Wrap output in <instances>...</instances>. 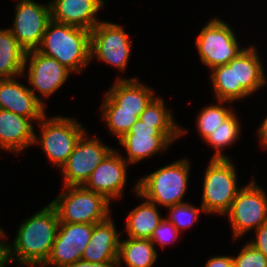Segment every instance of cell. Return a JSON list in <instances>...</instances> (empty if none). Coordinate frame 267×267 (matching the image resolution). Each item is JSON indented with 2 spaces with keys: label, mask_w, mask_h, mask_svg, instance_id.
Masks as SVG:
<instances>
[{
  "label": "cell",
  "mask_w": 267,
  "mask_h": 267,
  "mask_svg": "<svg viewBox=\"0 0 267 267\" xmlns=\"http://www.w3.org/2000/svg\"><path fill=\"white\" fill-rule=\"evenodd\" d=\"M59 223L56 209L48 203L21 222L13 243L5 242V257L19 266L42 267L51 254Z\"/></svg>",
  "instance_id": "obj_1"
},
{
  "label": "cell",
  "mask_w": 267,
  "mask_h": 267,
  "mask_svg": "<svg viewBox=\"0 0 267 267\" xmlns=\"http://www.w3.org/2000/svg\"><path fill=\"white\" fill-rule=\"evenodd\" d=\"M37 50L69 71L82 73L91 63L90 31L51 20Z\"/></svg>",
  "instance_id": "obj_2"
},
{
  "label": "cell",
  "mask_w": 267,
  "mask_h": 267,
  "mask_svg": "<svg viewBox=\"0 0 267 267\" xmlns=\"http://www.w3.org/2000/svg\"><path fill=\"white\" fill-rule=\"evenodd\" d=\"M191 162L179 159L138 179L133 188L136 196L163 208L183 203L188 189Z\"/></svg>",
  "instance_id": "obj_3"
},
{
  "label": "cell",
  "mask_w": 267,
  "mask_h": 267,
  "mask_svg": "<svg viewBox=\"0 0 267 267\" xmlns=\"http://www.w3.org/2000/svg\"><path fill=\"white\" fill-rule=\"evenodd\" d=\"M188 130L177 124H149L140 119L118 141L127 155L123 158L131 165L159 154Z\"/></svg>",
  "instance_id": "obj_4"
},
{
  "label": "cell",
  "mask_w": 267,
  "mask_h": 267,
  "mask_svg": "<svg viewBox=\"0 0 267 267\" xmlns=\"http://www.w3.org/2000/svg\"><path fill=\"white\" fill-rule=\"evenodd\" d=\"M63 192L50 203L59 222L97 224L111 216L110 201L83 186H63Z\"/></svg>",
  "instance_id": "obj_5"
},
{
  "label": "cell",
  "mask_w": 267,
  "mask_h": 267,
  "mask_svg": "<svg viewBox=\"0 0 267 267\" xmlns=\"http://www.w3.org/2000/svg\"><path fill=\"white\" fill-rule=\"evenodd\" d=\"M230 158H211L204 172L202 202L205 214L225 215L242 188L237 183L236 167ZM239 186V187H238Z\"/></svg>",
  "instance_id": "obj_6"
},
{
  "label": "cell",
  "mask_w": 267,
  "mask_h": 267,
  "mask_svg": "<svg viewBox=\"0 0 267 267\" xmlns=\"http://www.w3.org/2000/svg\"><path fill=\"white\" fill-rule=\"evenodd\" d=\"M47 114L38 122L40 136L35 133L34 145L39 144L42 151L54 166L61 169L68 157L86 132V128L74 118Z\"/></svg>",
  "instance_id": "obj_7"
},
{
  "label": "cell",
  "mask_w": 267,
  "mask_h": 267,
  "mask_svg": "<svg viewBox=\"0 0 267 267\" xmlns=\"http://www.w3.org/2000/svg\"><path fill=\"white\" fill-rule=\"evenodd\" d=\"M198 35L194 44L201 63L209 70L228 64L246 48L240 46L231 26L217 17L210 19Z\"/></svg>",
  "instance_id": "obj_8"
},
{
  "label": "cell",
  "mask_w": 267,
  "mask_h": 267,
  "mask_svg": "<svg viewBox=\"0 0 267 267\" xmlns=\"http://www.w3.org/2000/svg\"><path fill=\"white\" fill-rule=\"evenodd\" d=\"M253 179L242 186L224 215L229 219L234 241L267 222V194Z\"/></svg>",
  "instance_id": "obj_9"
},
{
  "label": "cell",
  "mask_w": 267,
  "mask_h": 267,
  "mask_svg": "<svg viewBox=\"0 0 267 267\" xmlns=\"http://www.w3.org/2000/svg\"><path fill=\"white\" fill-rule=\"evenodd\" d=\"M130 38L121 25L101 20L90 31L91 61L95 57L125 72L131 52Z\"/></svg>",
  "instance_id": "obj_10"
},
{
  "label": "cell",
  "mask_w": 267,
  "mask_h": 267,
  "mask_svg": "<svg viewBox=\"0 0 267 267\" xmlns=\"http://www.w3.org/2000/svg\"><path fill=\"white\" fill-rule=\"evenodd\" d=\"M25 69L26 72L28 69V74H26ZM24 73L28 75L29 89L46 107L43 98L47 99L58 91L68 81L67 79L72 72L61 65L56 59L46 56L35 49L26 51L23 75ZM36 90L37 93L41 94L39 95L40 97L36 95Z\"/></svg>",
  "instance_id": "obj_11"
},
{
  "label": "cell",
  "mask_w": 267,
  "mask_h": 267,
  "mask_svg": "<svg viewBox=\"0 0 267 267\" xmlns=\"http://www.w3.org/2000/svg\"><path fill=\"white\" fill-rule=\"evenodd\" d=\"M113 150L101 139L88 137L86 131L77 142L67 162L61 167L63 186H83L93 170Z\"/></svg>",
  "instance_id": "obj_12"
},
{
  "label": "cell",
  "mask_w": 267,
  "mask_h": 267,
  "mask_svg": "<svg viewBox=\"0 0 267 267\" xmlns=\"http://www.w3.org/2000/svg\"><path fill=\"white\" fill-rule=\"evenodd\" d=\"M14 14L13 26L8 29L25 51L37 49L51 21L50 4L19 0Z\"/></svg>",
  "instance_id": "obj_13"
},
{
  "label": "cell",
  "mask_w": 267,
  "mask_h": 267,
  "mask_svg": "<svg viewBox=\"0 0 267 267\" xmlns=\"http://www.w3.org/2000/svg\"><path fill=\"white\" fill-rule=\"evenodd\" d=\"M128 164L123 156L113 149L93 170L83 187L102 194L110 202L113 199H121L128 178Z\"/></svg>",
  "instance_id": "obj_14"
},
{
  "label": "cell",
  "mask_w": 267,
  "mask_h": 267,
  "mask_svg": "<svg viewBox=\"0 0 267 267\" xmlns=\"http://www.w3.org/2000/svg\"><path fill=\"white\" fill-rule=\"evenodd\" d=\"M0 109L11 111L37 123L46 115L45 106L17 77L0 79Z\"/></svg>",
  "instance_id": "obj_15"
},
{
  "label": "cell",
  "mask_w": 267,
  "mask_h": 267,
  "mask_svg": "<svg viewBox=\"0 0 267 267\" xmlns=\"http://www.w3.org/2000/svg\"><path fill=\"white\" fill-rule=\"evenodd\" d=\"M155 92L137 77H117L113 86L105 93L102 107H120V110L144 111L155 97Z\"/></svg>",
  "instance_id": "obj_16"
},
{
  "label": "cell",
  "mask_w": 267,
  "mask_h": 267,
  "mask_svg": "<svg viewBox=\"0 0 267 267\" xmlns=\"http://www.w3.org/2000/svg\"><path fill=\"white\" fill-rule=\"evenodd\" d=\"M105 0H51V20L91 31L99 22L97 13Z\"/></svg>",
  "instance_id": "obj_17"
},
{
  "label": "cell",
  "mask_w": 267,
  "mask_h": 267,
  "mask_svg": "<svg viewBox=\"0 0 267 267\" xmlns=\"http://www.w3.org/2000/svg\"><path fill=\"white\" fill-rule=\"evenodd\" d=\"M33 124L29 118L0 109V149L19 154L34 145Z\"/></svg>",
  "instance_id": "obj_18"
},
{
  "label": "cell",
  "mask_w": 267,
  "mask_h": 267,
  "mask_svg": "<svg viewBox=\"0 0 267 267\" xmlns=\"http://www.w3.org/2000/svg\"><path fill=\"white\" fill-rule=\"evenodd\" d=\"M111 216L94 224L91 240L82 254L81 260L101 263L117 262L120 235Z\"/></svg>",
  "instance_id": "obj_19"
},
{
  "label": "cell",
  "mask_w": 267,
  "mask_h": 267,
  "mask_svg": "<svg viewBox=\"0 0 267 267\" xmlns=\"http://www.w3.org/2000/svg\"><path fill=\"white\" fill-rule=\"evenodd\" d=\"M260 58L257 47L251 45L228 63L229 66H235L236 86H242L250 95L267 84Z\"/></svg>",
  "instance_id": "obj_20"
},
{
  "label": "cell",
  "mask_w": 267,
  "mask_h": 267,
  "mask_svg": "<svg viewBox=\"0 0 267 267\" xmlns=\"http://www.w3.org/2000/svg\"><path fill=\"white\" fill-rule=\"evenodd\" d=\"M145 201L132 209L126 219L125 230L128 237L150 239L154 230L164 217L158 210V205Z\"/></svg>",
  "instance_id": "obj_21"
},
{
  "label": "cell",
  "mask_w": 267,
  "mask_h": 267,
  "mask_svg": "<svg viewBox=\"0 0 267 267\" xmlns=\"http://www.w3.org/2000/svg\"><path fill=\"white\" fill-rule=\"evenodd\" d=\"M26 51L8 28L0 29V79L22 77Z\"/></svg>",
  "instance_id": "obj_22"
},
{
  "label": "cell",
  "mask_w": 267,
  "mask_h": 267,
  "mask_svg": "<svg viewBox=\"0 0 267 267\" xmlns=\"http://www.w3.org/2000/svg\"><path fill=\"white\" fill-rule=\"evenodd\" d=\"M155 247L150 239H120L117 267L123 262L128 267H152L158 258Z\"/></svg>",
  "instance_id": "obj_23"
},
{
  "label": "cell",
  "mask_w": 267,
  "mask_h": 267,
  "mask_svg": "<svg viewBox=\"0 0 267 267\" xmlns=\"http://www.w3.org/2000/svg\"><path fill=\"white\" fill-rule=\"evenodd\" d=\"M209 71H211L210 80L217 101H228L232 104L250 96L242 86H236L235 66L219 65Z\"/></svg>",
  "instance_id": "obj_24"
},
{
  "label": "cell",
  "mask_w": 267,
  "mask_h": 267,
  "mask_svg": "<svg viewBox=\"0 0 267 267\" xmlns=\"http://www.w3.org/2000/svg\"><path fill=\"white\" fill-rule=\"evenodd\" d=\"M240 126L237 114L233 112L215 131H212L211 134L204 139V142L216 149L211 158H230L228 155L226 156V154H223L222 149L231 146L239 139L242 130Z\"/></svg>",
  "instance_id": "obj_25"
},
{
  "label": "cell",
  "mask_w": 267,
  "mask_h": 267,
  "mask_svg": "<svg viewBox=\"0 0 267 267\" xmlns=\"http://www.w3.org/2000/svg\"><path fill=\"white\" fill-rule=\"evenodd\" d=\"M217 103L202 108L198 113L196 128L203 140L234 112V106L233 108L224 106L225 103L231 102L218 100Z\"/></svg>",
  "instance_id": "obj_26"
},
{
  "label": "cell",
  "mask_w": 267,
  "mask_h": 267,
  "mask_svg": "<svg viewBox=\"0 0 267 267\" xmlns=\"http://www.w3.org/2000/svg\"><path fill=\"white\" fill-rule=\"evenodd\" d=\"M94 224L60 222L55 242L53 244H70L84 253L91 235Z\"/></svg>",
  "instance_id": "obj_27"
},
{
  "label": "cell",
  "mask_w": 267,
  "mask_h": 267,
  "mask_svg": "<svg viewBox=\"0 0 267 267\" xmlns=\"http://www.w3.org/2000/svg\"><path fill=\"white\" fill-rule=\"evenodd\" d=\"M101 119L116 139L122 138L139 119L143 111L120 110V107H101Z\"/></svg>",
  "instance_id": "obj_28"
},
{
  "label": "cell",
  "mask_w": 267,
  "mask_h": 267,
  "mask_svg": "<svg viewBox=\"0 0 267 267\" xmlns=\"http://www.w3.org/2000/svg\"><path fill=\"white\" fill-rule=\"evenodd\" d=\"M170 214L168 215V221L171 222L181 233L184 229L190 228L194 222L198 221V216L201 212H204L202 206L195 207L191 203L183 202L173 206L167 207Z\"/></svg>",
  "instance_id": "obj_29"
},
{
  "label": "cell",
  "mask_w": 267,
  "mask_h": 267,
  "mask_svg": "<svg viewBox=\"0 0 267 267\" xmlns=\"http://www.w3.org/2000/svg\"><path fill=\"white\" fill-rule=\"evenodd\" d=\"M139 119L149 124H177L173 114L166 108L164 99L155 96L140 114Z\"/></svg>",
  "instance_id": "obj_30"
},
{
  "label": "cell",
  "mask_w": 267,
  "mask_h": 267,
  "mask_svg": "<svg viewBox=\"0 0 267 267\" xmlns=\"http://www.w3.org/2000/svg\"><path fill=\"white\" fill-rule=\"evenodd\" d=\"M80 250L70 244H53L51 254L42 267H65L81 260Z\"/></svg>",
  "instance_id": "obj_31"
},
{
  "label": "cell",
  "mask_w": 267,
  "mask_h": 267,
  "mask_svg": "<svg viewBox=\"0 0 267 267\" xmlns=\"http://www.w3.org/2000/svg\"><path fill=\"white\" fill-rule=\"evenodd\" d=\"M234 267H267V257L248 242L233 257Z\"/></svg>",
  "instance_id": "obj_32"
},
{
  "label": "cell",
  "mask_w": 267,
  "mask_h": 267,
  "mask_svg": "<svg viewBox=\"0 0 267 267\" xmlns=\"http://www.w3.org/2000/svg\"><path fill=\"white\" fill-rule=\"evenodd\" d=\"M180 234L178 229L167 218H163L154 230L150 240L154 246L160 245L164 249L167 244L174 243Z\"/></svg>",
  "instance_id": "obj_33"
},
{
  "label": "cell",
  "mask_w": 267,
  "mask_h": 267,
  "mask_svg": "<svg viewBox=\"0 0 267 267\" xmlns=\"http://www.w3.org/2000/svg\"><path fill=\"white\" fill-rule=\"evenodd\" d=\"M256 238L248 242L267 257V222L255 229Z\"/></svg>",
  "instance_id": "obj_34"
},
{
  "label": "cell",
  "mask_w": 267,
  "mask_h": 267,
  "mask_svg": "<svg viewBox=\"0 0 267 267\" xmlns=\"http://www.w3.org/2000/svg\"><path fill=\"white\" fill-rule=\"evenodd\" d=\"M205 267H234L233 257L227 255L213 256L208 259Z\"/></svg>",
  "instance_id": "obj_35"
},
{
  "label": "cell",
  "mask_w": 267,
  "mask_h": 267,
  "mask_svg": "<svg viewBox=\"0 0 267 267\" xmlns=\"http://www.w3.org/2000/svg\"><path fill=\"white\" fill-rule=\"evenodd\" d=\"M65 267H117V262L92 263L84 260H78Z\"/></svg>",
  "instance_id": "obj_36"
},
{
  "label": "cell",
  "mask_w": 267,
  "mask_h": 267,
  "mask_svg": "<svg viewBox=\"0 0 267 267\" xmlns=\"http://www.w3.org/2000/svg\"><path fill=\"white\" fill-rule=\"evenodd\" d=\"M257 136H259V143L261 144L262 148L267 149V116L262 121L257 130Z\"/></svg>",
  "instance_id": "obj_37"
},
{
  "label": "cell",
  "mask_w": 267,
  "mask_h": 267,
  "mask_svg": "<svg viewBox=\"0 0 267 267\" xmlns=\"http://www.w3.org/2000/svg\"><path fill=\"white\" fill-rule=\"evenodd\" d=\"M5 240H0V262L5 258Z\"/></svg>",
  "instance_id": "obj_38"
},
{
  "label": "cell",
  "mask_w": 267,
  "mask_h": 267,
  "mask_svg": "<svg viewBox=\"0 0 267 267\" xmlns=\"http://www.w3.org/2000/svg\"><path fill=\"white\" fill-rule=\"evenodd\" d=\"M8 264H10V262L8 261V259L5 257L1 262H0V267H5Z\"/></svg>",
  "instance_id": "obj_39"
},
{
  "label": "cell",
  "mask_w": 267,
  "mask_h": 267,
  "mask_svg": "<svg viewBox=\"0 0 267 267\" xmlns=\"http://www.w3.org/2000/svg\"><path fill=\"white\" fill-rule=\"evenodd\" d=\"M6 237L8 238V236H6V233L4 232V230L0 226V240H4V238H6Z\"/></svg>",
  "instance_id": "obj_40"
}]
</instances>
